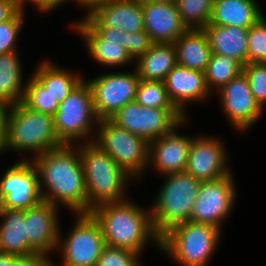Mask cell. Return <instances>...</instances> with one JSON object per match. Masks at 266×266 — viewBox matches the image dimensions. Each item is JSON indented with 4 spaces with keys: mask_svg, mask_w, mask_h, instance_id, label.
Returning a JSON list of instances; mask_svg holds the SVG:
<instances>
[{
    "mask_svg": "<svg viewBox=\"0 0 266 266\" xmlns=\"http://www.w3.org/2000/svg\"><path fill=\"white\" fill-rule=\"evenodd\" d=\"M35 157L33 163L39 179L42 178L39 187L43 200L53 205L58 200L77 214L87 213V192L79 150L75 153L72 145L64 144ZM42 181L50 193L42 192Z\"/></svg>",
    "mask_w": 266,
    "mask_h": 266,
    "instance_id": "1",
    "label": "cell"
},
{
    "mask_svg": "<svg viewBox=\"0 0 266 266\" xmlns=\"http://www.w3.org/2000/svg\"><path fill=\"white\" fill-rule=\"evenodd\" d=\"M91 214L101 225L106 245L141 252L151 237L160 245L150 211L129 201L106 203L95 207Z\"/></svg>",
    "mask_w": 266,
    "mask_h": 266,
    "instance_id": "2",
    "label": "cell"
},
{
    "mask_svg": "<svg viewBox=\"0 0 266 266\" xmlns=\"http://www.w3.org/2000/svg\"><path fill=\"white\" fill-rule=\"evenodd\" d=\"M79 152L87 192V213L102 204L122 202L125 182L130 174L92 139Z\"/></svg>",
    "mask_w": 266,
    "mask_h": 266,
    "instance_id": "3",
    "label": "cell"
},
{
    "mask_svg": "<svg viewBox=\"0 0 266 266\" xmlns=\"http://www.w3.org/2000/svg\"><path fill=\"white\" fill-rule=\"evenodd\" d=\"M64 145L58 138L52 115L35 112L22 102L13 105L8 119L7 137L0 151H36L38 155Z\"/></svg>",
    "mask_w": 266,
    "mask_h": 266,
    "instance_id": "4",
    "label": "cell"
},
{
    "mask_svg": "<svg viewBox=\"0 0 266 266\" xmlns=\"http://www.w3.org/2000/svg\"><path fill=\"white\" fill-rule=\"evenodd\" d=\"M167 177L150 210L154 230L160 237L170 228L190 221L202 182L185 171L170 173Z\"/></svg>",
    "mask_w": 266,
    "mask_h": 266,
    "instance_id": "5",
    "label": "cell"
},
{
    "mask_svg": "<svg viewBox=\"0 0 266 266\" xmlns=\"http://www.w3.org/2000/svg\"><path fill=\"white\" fill-rule=\"evenodd\" d=\"M219 235L220 229L211 224L183 222L160 237V248L184 266H206Z\"/></svg>",
    "mask_w": 266,
    "mask_h": 266,
    "instance_id": "6",
    "label": "cell"
},
{
    "mask_svg": "<svg viewBox=\"0 0 266 266\" xmlns=\"http://www.w3.org/2000/svg\"><path fill=\"white\" fill-rule=\"evenodd\" d=\"M99 136L92 140L131 176H138L149 162V142L111 119L98 121Z\"/></svg>",
    "mask_w": 266,
    "mask_h": 266,
    "instance_id": "7",
    "label": "cell"
},
{
    "mask_svg": "<svg viewBox=\"0 0 266 266\" xmlns=\"http://www.w3.org/2000/svg\"><path fill=\"white\" fill-rule=\"evenodd\" d=\"M55 129L63 144L72 145L91 130L92 121L99 119L94 110L93 91L88 82L81 81L60 103L53 115ZM92 120V121H91Z\"/></svg>",
    "mask_w": 266,
    "mask_h": 266,
    "instance_id": "8",
    "label": "cell"
},
{
    "mask_svg": "<svg viewBox=\"0 0 266 266\" xmlns=\"http://www.w3.org/2000/svg\"><path fill=\"white\" fill-rule=\"evenodd\" d=\"M184 117L177 108H151L133 101L119 109L110 119L150 142L170 133L183 123Z\"/></svg>",
    "mask_w": 266,
    "mask_h": 266,
    "instance_id": "9",
    "label": "cell"
},
{
    "mask_svg": "<svg viewBox=\"0 0 266 266\" xmlns=\"http://www.w3.org/2000/svg\"><path fill=\"white\" fill-rule=\"evenodd\" d=\"M78 216L75 228L62 243L64 266H96L106 246L101 225L91 213Z\"/></svg>",
    "mask_w": 266,
    "mask_h": 266,
    "instance_id": "10",
    "label": "cell"
},
{
    "mask_svg": "<svg viewBox=\"0 0 266 266\" xmlns=\"http://www.w3.org/2000/svg\"><path fill=\"white\" fill-rule=\"evenodd\" d=\"M139 81L137 71L105 74L88 81L98 119H110L127 103L135 101Z\"/></svg>",
    "mask_w": 266,
    "mask_h": 266,
    "instance_id": "11",
    "label": "cell"
},
{
    "mask_svg": "<svg viewBox=\"0 0 266 266\" xmlns=\"http://www.w3.org/2000/svg\"><path fill=\"white\" fill-rule=\"evenodd\" d=\"M235 199L232 175L214 181H202L194 202L190 221L211 224L220 222L231 211Z\"/></svg>",
    "mask_w": 266,
    "mask_h": 266,
    "instance_id": "12",
    "label": "cell"
},
{
    "mask_svg": "<svg viewBox=\"0 0 266 266\" xmlns=\"http://www.w3.org/2000/svg\"><path fill=\"white\" fill-rule=\"evenodd\" d=\"M39 181L34 163L23 160L11 166L0 181L5 208L27 210L40 203L43 198Z\"/></svg>",
    "mask_w": 266,
    "mask_h": 266,
    "instance_id": "13",
    "label": "cell"
},
{
    "mask_svg": "<svg viewBox=\"0 0 266 266\" xmlns=\"http://www.w3.org/2000/svg\"><path fill=\"white\" fill-rule=\"evenodd\" d=\"M74 28L86 39L87 48L98 63L119 66L132 58L125 48V31L113 27H91L85 20Z\"/></svg>",
    "mask_w": 266,
    "mask_h": 266,
    "instance_id": "14",
    "label": "cell"
},
{
    "mask_svg": "<svg viewBox=\"0 0 266 266\" xmlns=\"http://www.w3.org/2000/svg\"><path fill=\"white\" fill-rule=\"evenodd\" d=\"M219 90L224 111L238 130H245L257 121L263 107L255 100L244 72Z\"/></svg>",
    "mask_w": 266,
    "mask_h": 266,
    "instance_id": "15",
    "label": "cell"
},
{
    "mask_svg": "<svg viewBox=\"0 0 266 266\" xmlns=\"http://www.w3.org/2000/svg\"><path fill=\"white\" fill-rule=\"evenodd\" d=\"M216 139H192L185 172L201 181H214L231 173L225 167V150Z\"/></svg>",
    "mask_w": 266,
    "mask_h": 266,
    "instance_id": "16",
    "label": "cell"
},
{
    "mask_svg": "<svg viewBox=\"0 0 266 266\" xmlns=\"http://www.w3.org/2000/svg\"><path fill=\"white\" fill-rule=\"evenodd\" d=\"M56 205L42 200L25 210L27 239L30 249L36 254L47 255L60 240ZM50 250V251H49Z\"/></svg>",
    "mask_w": 266,
    "mask_h": 266,
    "instance_id": "17",
    "label": "cell"
},
{
    "mask_svg": "<svg viewBox=\"0 0 266 266\" xmlns=\"http://www.w3.org/2000/svg\"><path fill=\"white\" fill-rule=\"evenodd\" d=\"M144 29L152 43H174L188 29L176 3L142 2Z\"/></svg>",
    "mask_w": 266,
    "mask_h": 266,
    "instance_id": "18",
    "label": "cell"
},
{
    "mask_svg": "<svg viewBox=\"0 0 266 266\" xmlns=\"http://www.w3.org/2000/svg\"><path fill=\"white\" fill-rule=\"evenodd\" d=\"M84 20L91 27H113L129 33L145 30L140 0H109Z\"/></svg>",
    "mask_w": 266,
    "mask_h": 266,
    "instance_id": "19",
    "label": "cell"
},
{
    "mask_svg": "<svg viewBox=\"0 0 266 266\" xmlns=\"http://www.w3.org/2000/svg\"><path fill=\"white\" fill-rule=\"evenodd\" d=\"M169 99L184 114V102L200 100L210 91L207 88L205 73L176 64L165 78Z\"/></svg>",
    "mask_w": 266,
    "mask_h": 266,
    "instance_id": "20",
    "label": "cell"
},
{
    "mask_svg": "<svg viewBox=\"0 0 266 266\" xmlns=\"http://www.w3.org/2000/svg\"><path fill=\"white\" fill-rule=\"evenodd\" d=\"M192 138L177 135L174 129L149 142V159L159 171L168 175L183 172L186 167Z\"/></svg>",
    "mask_w": 266,
    "mask_h": 266,
    "instance_id": "21",
    "label": "cell"
},
{
    "mask_svg": "<svg viewBox=\"0 0 266 266\" xmlns=\"http://www.w3.org/2000/svg\"><path fill=\"white\" fill-rule=\"evenodd\" d=\"M204 31L209 38L213 54L234 58L242 66L247 64L249 28L208 24Z\"/></svg>",
    "mask_w": 266,
    "mask_h": 266,
    "instance_id": "22",
    "label": "cell"
},
{
    "mask_svg": "<svg viewBox=\"0 0 266 266\" xmlns=\"http://www.w3.org/2000/svg\"><path fill=\"white\" fill-rule=\"evenodd\" d=\"M177 64L205 72L212 50L204 29H188L174 43Z\"/></svg>",
    "mask_w": 266,
    "mask_h": 266,
    "instance_id": "23",
    "label": "cell"
},
{
    "mask_svg": "<svg viewBox=\"0 0 266 266\" xmlns=\"http://www.w3.org/2000/svg\"><path fill=\"white\" fill-rule=\"evenodd\" d=\"M0 253L23 256L33 254L27 239L25 210L7 209L0 215Z\"/></svg>",
    "mask_w": 266,
    "mask_h": 266,
    "instance_id": "24",
    "label": "cell"
},
{
    "mask_svg": "<svg viewBox=\"0 0 266 266\" xmlns=\"http://www.w3.org/2000/svg\"><path fill=\"white\" fill-rule=\"evenodd\" d=\"M262 15L254 0H215L209 24L249 28Z\"/></svg>",
    "mask_w": 266,
    "mask_h": 266,
    "instance_id": "25",
    "label": "cell"
},
{
    "mask_svg": "<svg viewBox=\"0 0 266 266\" xmlns=\"http://www.w3.org/2000/svg\"><path fill=\"white\" fill-rule=\"evenodd\" d=\"M137 60L136 71L141 80L164 82L167 74L177 64L176 49L173 43H153Z\"/></svg>",
    "mask_w": 266,
    "mask_h": 266,
    "instance_id": "26",
    "label": "cell"
},
{
    "mask_svg": "<svg viewBox=\"0 0 266 266\" xmlns=\"http://www.w3.org/2000/svg\"><path fill=\"white\" fill-rule=\"evenodd\" d=\"M16 51L0 55V100L16 105L23 101L25 86Z\"/></svg>",
    "mask_w": 266,
    "mask_h": 266,
    "instance_id": "27",
    "label": "cell"
},
{
    "mask_svg": "<svg viewBox=\"0 0 266 266\" xmlns=\"http://www.w3.org/2000/svg\"><path fill=\"white\" fill-rule=\"evenodd\" d=\"M39 67L33 75L49 89V92L59 103L82 81L81 77L67 73L66 70L59 69L47 62Z\"/></svg>",
    "mask_w": 266,
    "mask_h": 266,
    "instance_id": "28",
    "label": "cell"
},
{
    "mask_svg": "<svg viewBox=\"0 0 266 266\" xmlns=\"http://www.w3.org/2000/svg\"><path fill=\"white\" fill-rule=\"evenodd\" d=\"M241 72H243V66L236 59L212 53L204 72L207 88L209 91L213 86L221 89Z\"/></svg>",
    "mask_w": 266,
    "mask_h": 266,
    "instance_id": "29",
    "label": "cell"
},
{
    "mask_svg": "<svg viewBox=\"0 0 266 266\" xmlns=\"http://www.w3.org/2000/svg\"><path fill=\"white\" fill-rule=\"evenodd\" d=\"M214 3L215 0H176L179 15L187 29H204L210 22Z\"/></svg>",
    "mask_w": 266,
    "mask_h": 266,
    "instance_id": "30",
    "label": "cell"
},
{
    "mask_svg": "<svg viewBox=\"0 0 266 266\" xmlns=\"http://www.w3.org/2000/svg\"><path fill=\"white\" fill-rule=\"evenodd\" d=\"M22 103L29 109L54 115L60 103L34 75L26 84Z\"/></svg>",
    "mask_w": 266,
    "mask_h": 266,
    "instance_id": "31",
    "label": "cell"
},
{
    "mask_svg": "<svg viewBox=\"0 0 266 266\" xmlns=\"http://www.w3.org/2000/svg\"><path fill=\"white\" fill-rule=\"evenodd\" d=\"M135 101L145 107L176 108L169 99L167 89L163 81L140 79L136 91Z\"/></svg>",
    "mask_w": 266,
    "mask_h": 266,
    "instance_id": "32",
    "label": "cell"
},
{
    "mask_svg": "<svg viewBox=\"0 0 266 266\" xmlns=\"http://www.w3.org/2000/svg\"><path fill=\"white\" fill-rule=\"evenodd\" d=\"M247 63H266V20L262 16L249 27Z\"/></svg>",
    "mask_w": 266,
    "mask_h": 266,
    "instance_id": "33",
    "label": "cell"
},
{
    "mask_svg": "<svg viewBox=\"0 0 266 266\" xmlns=\"http://www.w3.org/2000/svg\"><path fill=\"white\" fill-rule=\"evenodd\" d=\"M243 72L250 83L251 92L261 107L266 102V63H247Z\"/></svg>",
    "mask_w": 266,
    "mask_h": 266,
    "instance_id": "34",
    "label": "cell"
},
{
    "mask_svg": "<svg viewBox=\"0 0 266 266\" xmlns=\"http://www.w3.org/2000/svg\"><path fill=\"white\" fill-rule=\"evenodd\" d=\"M139 253L118 247L106 245L101 252L96 266H139Z\"/></svg>",
    "mask_w": 266,
    "mask_h": 266,
    "instance_id": "35",
    "label": "cell"
},
{
    "mask_svg": "<svg viewBox=\"0 0 266 266\" xmlns=\"http://www.w3.org/2000/svg\"><path fill=\"white\" fill-rule=\"evenodd\" d=\"M22 7L12 18L0 24V55L15 50V41L23 24Z\"/></svg>",
    "mask_w": 266,
    "mask_h": 266,
    "instance_id": "36",
    "label": "cell"
},
{
    "mask_svg": "<svg viewBox=\"0 0 266 266\" xmlns=\"http://www.w3.org/2000/svg\"><path fill=\"white\" fill-rule=\"evenodd\" d=\"M152 44L145 30L133 33L125 31V48L132 59L143 56Z\"/></svg>",
    "mask_w": 266,
    "mask_h": 266,
    "instance_id": "37",
    "label": "cell"
},
{
    "mask_svg": "<svg viewBox=\"0 0 266 266\" xmlns=\"http://www.w3.org/2000/svg\"><path fill=\"white\" fill-rule=\"evenodd\" d=\"M10 266H54L47 255L44 254H29L16 256L10 254Z\"/></svg>",
    "mask_w": 266,
    "mask_h": 266,
    "instance_id": "38",
    "label": "cell"
},
{
    "mask_svg": "<svg viewBox=\"0 0 266 266\" xmlns=\"http://www.w3.org/2000/svg\"><path fill=\"white\" fill-rule=\"evenodd\" d=\"M21 8V0H0V24L12 18Z\"/></svg>",
    "mask_w": 266,
    "mask_h": 266,
    "instance_id": "39",
    "label": "cell"
},
{
    "mask_svg": "<svg viewBox=\"0 0 266 266\" xmlns=\"http://www.w3.org/2000/svg\"><path fill=\"white\" fill-rule=\"evenodd\" d=\"M7 107L9 108V113L6 112ZM12 107V104L0 100V148L2 147L7 137L8 119L11 110L10 108Z\"/></svg>",
    "mask_w": 266,
    "mask_h": 266,
    "instance_id": "40",
    "label": "cell"
},
{
    "mask_svg": "<svg viewBox=\"0 0 266 266\" xmlns=\"http://www.w3.org/2000/svg\"><path fill=\"white\" fill-rule=\"evenodd\" d=\"M29 1H32V3H34L37 6V8H39V10H43L46 12L47 10H51L58 5H61V3H63L66 0H29ZM25 2L26 0H21L23 7Z\"/></svg>",
    "mask_w": 266,
    "mask_h": 266,
    "instance_id": "41",
    "label": "cell"
},
{
    "mask_svg": "<svg viewBox=\"0 0 266 266\" xmlns=\"http://www.w3.org/2000/svg\"><path fill=\"white\" fill-rule=\"evenodd\" d=\"M82 3V5L89 7L88 10L90 13L88 15H91L97 8H99L101 5H104L109 0H77Z\"/></svg>",
    "mask_w": 266,
    "mask_h": 266,
    "instance_id": "42",
    "label": "cell"
},
{
    "mask_svg": "<svg viewBox=\"0 0 266 266\" xmlns=\"http://www.w3.org/2000/svg\"><path fill=\"white\" fill-rule=\"evenodd\" d=\"M0 266H10V254L0 253Z\"/></svg>",
    "mask_w": 266,
    "mask_h": 266,
    "instance_id": "43",
    "label": "cell"
},
{
    "mask_svg": "<svg viewBox=\"0 0 266 266\" xmlns=\"http://www.w3.org/2000/svg\"><path fill=\"white\" fill-rule=\"evenodd\" d=\"M141 2H165V3H176V0H140Z\"/></svg>",
    "mask_w": 266,
    "mask_h": 266,
    "instance_id": "44",
    "label": "cell"
},
{
    "mask_svg": "<svg viewBox=\"0 0 266 266\" xmlns=\"http://www.w3.org/2000/svg\"><path fill=\"white\" fill-rule=\"evenodd\" d=\"M5 210L4 197L0 194V215Z\"/></svg>",
    "mask_w": 266,
    "mask_h": 266,
    "instance_id": "45",
    "label": "cell"
}]
</instances>
